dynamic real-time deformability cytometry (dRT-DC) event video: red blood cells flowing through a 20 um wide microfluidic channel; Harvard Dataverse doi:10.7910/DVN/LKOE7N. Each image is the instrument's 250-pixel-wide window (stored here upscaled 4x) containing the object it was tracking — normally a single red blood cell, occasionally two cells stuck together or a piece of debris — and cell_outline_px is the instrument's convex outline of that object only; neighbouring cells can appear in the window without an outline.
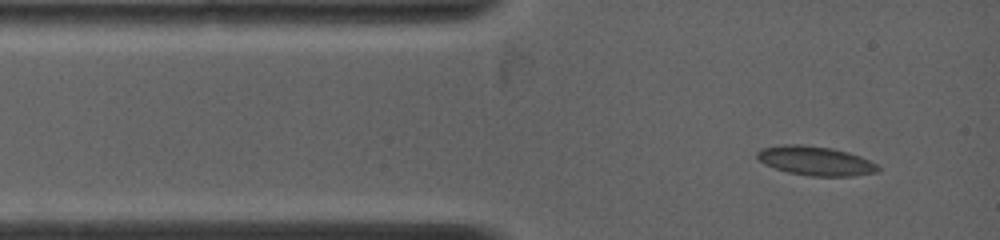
{"species": "common noctule bat (a hibernating species)", "species_latin": "Nyctalus noctula", "temperature_condition": "warm", "stored_images_in_passage": 4, "camera_frame_rate_fps": 4500, "um_per_image_px": 0.085, "animal": {"sex": "female", "body_mass_g": 19.0, "forearm_length_mm": 53.3}, "frame": {"image": 1, "passage_image": 1, "time_ms": 0.0, "image_size_px": [1000, 240], "cell_outline_px": [[880, 168], [876, 172], [852, 176], [812, 176], [788, 172], [764, 164], [756, 156], [756, 152], [764, 148], [796, 144], [828, 148], [848, 152], [860, 156], [876, 164]], "centroid_in_image_um": [69.33, 13.69], "position_along_channel_um": 15.7, "area_um2": 20.0}}
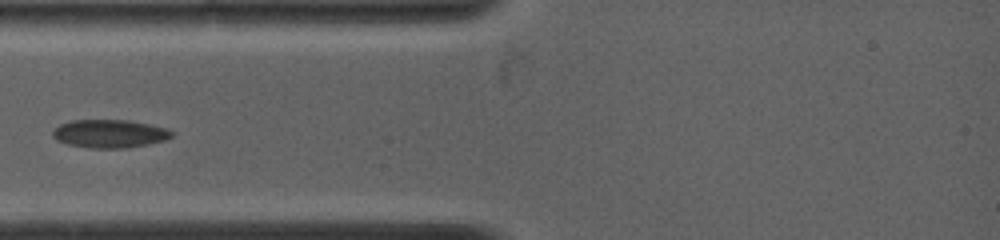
{"frame": {"image": 2, "passage_image": 3, "time_ms": 2.222, "image_size_px": [1000, 240], "cell_outline_px": [[172, 136], [164, 140], [148, 144], [124, 148], [88, 148], [68, 144], [56, 140], [52, 136], [52, 132], [60, 124], [72, 120], [128, 120], [148, 124], [164, 128], [172, 132]], "centroid_in_image_um": [9.27, 11.36], "position_along_channel_um": 75.7, "area_um2": 19.36}}
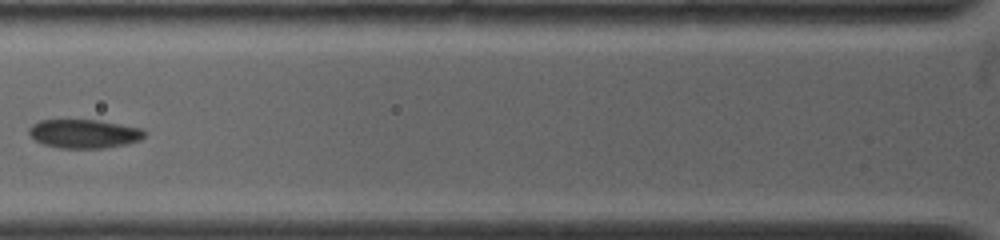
{"frame": {"image": 3, "passage_image": 4, "time_ms": 3.333, "image_size_px": [1000, 240], "cell_outline_px": [[144, 136], [140, 140], [128, 144], [104, 148], [60, 148], [44, 144], [36, 140], [28, 132], [32, 124], [40, 120], [96, 120], [140, 128], [144, 132]], "centroid_in_image_um": [7.14, 11.37], "position_along_channel_um": 118.7, "area_um2": 19.13}}